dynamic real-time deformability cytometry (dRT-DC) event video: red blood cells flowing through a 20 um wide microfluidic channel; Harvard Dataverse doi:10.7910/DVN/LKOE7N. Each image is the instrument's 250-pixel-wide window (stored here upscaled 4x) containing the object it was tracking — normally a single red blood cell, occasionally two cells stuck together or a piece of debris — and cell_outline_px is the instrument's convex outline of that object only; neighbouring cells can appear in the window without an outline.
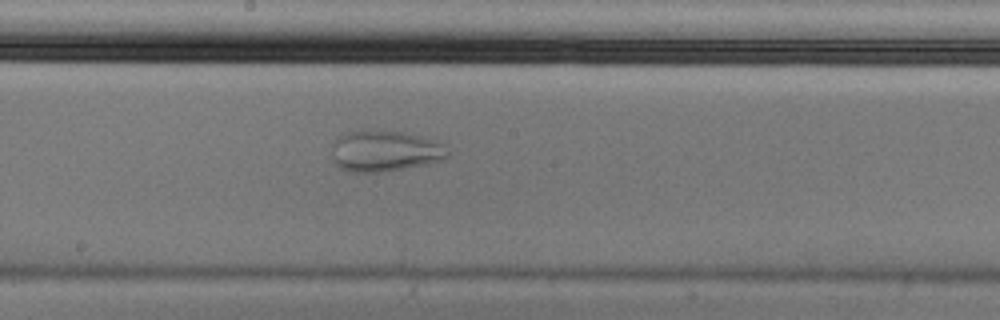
{"species": "Egyptian fruit bat (a non-hibernating species)", "species_latin": "Rousettus aegyptiacus", "temperature_condition": "cold", "stored_images_in_passage": 55, "camera_frame_rate_fps": 3000, "um_per_image_px": 0.085, "animal": {"sex": "male"}, "frame": {"image": 1, "passage_image": 30, "time_ms": 9.667, "image_size_px": [1000, 320], "cell_outline_px": [[448, 156], [440, 160], [428, 164], [380, 172], [348, 172], [340, 168], [336, 164], [332, 156], [332, 148], [336, 140], [340, 136], [348, 132], [368, 128], [404, 132], [420, 136], [444, 144], [448, 152]], "centroid_in_image_um": [32.69, 12.82], "position_along_channel_um": 215.5, "area_um2": 27.92}}
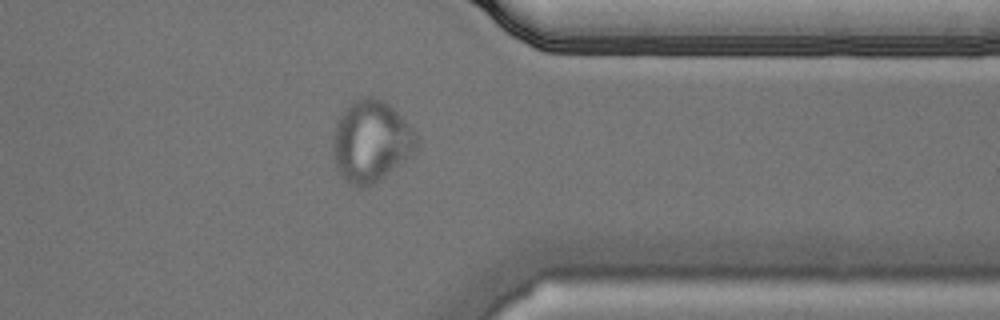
{"frame": {"image": 2, "passage_image": 44, "time_ms": 14.333, "image_size_px": [1000, 320], "cell_outline_px": [[420, 144], [416, 152], [384, 176], [372, 184], [352, 184], [336, 168], [332, 160], [332, 148], [336, 124], [340, 116], [356, 100], [364, 96], [372, 96], [384, 100], [416, 132], [420, 140]], "centroid_in_image_um": [31.58, 11.99], "position_along_channel_um": 379.8, "area_um2": 39.13}}